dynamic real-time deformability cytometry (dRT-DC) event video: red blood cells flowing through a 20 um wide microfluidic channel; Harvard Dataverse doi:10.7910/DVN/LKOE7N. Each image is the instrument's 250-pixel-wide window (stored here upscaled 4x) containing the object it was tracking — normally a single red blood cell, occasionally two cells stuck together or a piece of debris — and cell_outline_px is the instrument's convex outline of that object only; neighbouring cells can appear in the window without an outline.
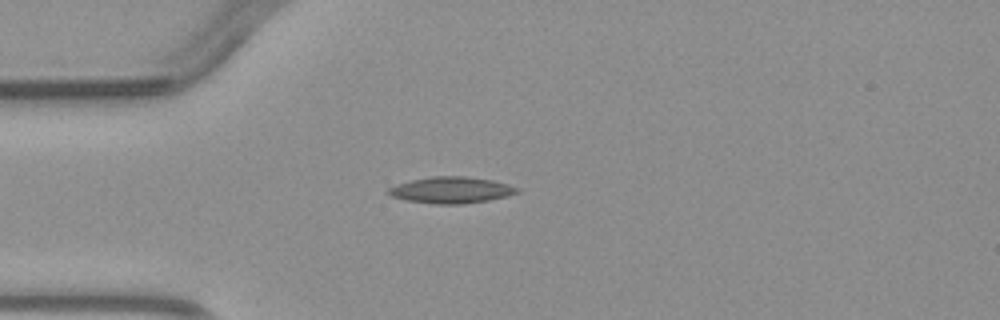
{"species": "common noctule bat (a hibernating species)", "species_latin": "Nyctalus noctula", "temperature_condition": "warm", "stored_images_in_passage": 2, "camera_frame_rate_fps": 3000, "um_per_image_px": 0.085, "animal": {"sex": "male", "body_mass_g": 23.1, "forearm_length_mm": 52.7}, "frame": {"image": 1, "passage_image": 2, "time_ms": 3.667, "image_size_px": [1000, 320], "cell_outline_px": [[520, 192], [488, 200], [464, 204], [436, 204], [408, 200], [392, 196], [388, 192], [388, 188], [396, 184], [412, 180], [432, 176], [464, 176], [492, 180], [508, 184], [520, 188]], "centroid_in_image_um": [38.37, 16.15], "position_along_channel_um": 46.6, "area_um2": 19.59}}